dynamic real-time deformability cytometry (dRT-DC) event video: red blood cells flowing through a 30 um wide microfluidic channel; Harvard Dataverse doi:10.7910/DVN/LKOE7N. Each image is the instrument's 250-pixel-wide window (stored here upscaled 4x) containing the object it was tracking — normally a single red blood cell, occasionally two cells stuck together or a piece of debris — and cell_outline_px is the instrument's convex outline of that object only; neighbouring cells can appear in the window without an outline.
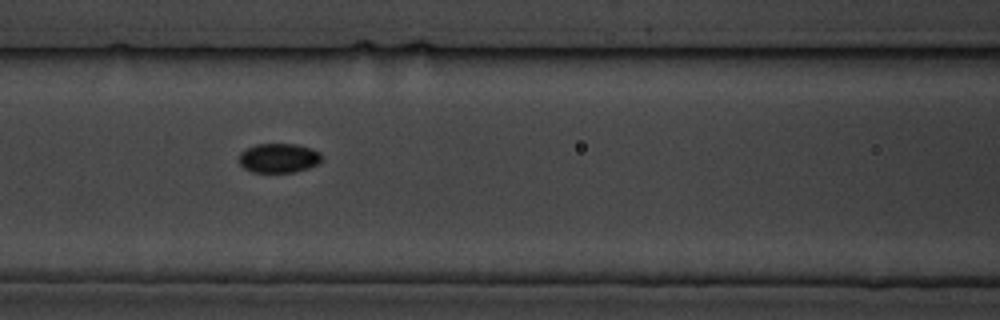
{"species": "common noctule bat (a hibernating species)", "species_latin": "Nyctalus noctula", "temperature_condition": "cold", "stored_images_in_passage": 9, "camera_frame_rate_fps": 3000, "um_per_image_px": 0.085, "animal": {"sex": "male", "body_mass_g": 19.5, "forearm_length_mm": 54.6}, "frame": {"image": 1, "passage_image": 7, "time_ms": 6.667, "image_size_px": [1000, 320], "cell_outline_px": [[320, 160], [316, 164], [308, 168], [292, 172], [252, 172], [244, 168], [240, 164], [240, 152], [256, 144], [296, 144], [312, 148], [320, 152]], "centroid_in_image_um": [23.68, 13.43], "position_along_channel_um": 142.9, "area_um2": 13.99}}
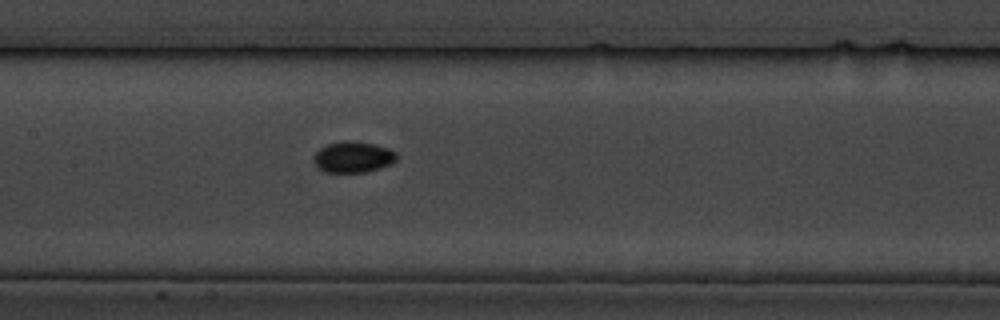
{"frame": {"image": 2, "passage_image": 8, "time_ms": 7.667, "image_size_px": [1000, 320], "cell_outline_px": [[396, 160], [392, 164], [380, 168], [364, 172], [324, 172], [316, 168], [312, 160], [312, 156], [320, 148], [328, 144], [348, 140], [352, 140], [376, 144], [388, 148], [396, 152]], "centroid_in_image_um": [29.98, 13.35], "position_along_channel_um": 177.4, "area_um2": 15.26}}